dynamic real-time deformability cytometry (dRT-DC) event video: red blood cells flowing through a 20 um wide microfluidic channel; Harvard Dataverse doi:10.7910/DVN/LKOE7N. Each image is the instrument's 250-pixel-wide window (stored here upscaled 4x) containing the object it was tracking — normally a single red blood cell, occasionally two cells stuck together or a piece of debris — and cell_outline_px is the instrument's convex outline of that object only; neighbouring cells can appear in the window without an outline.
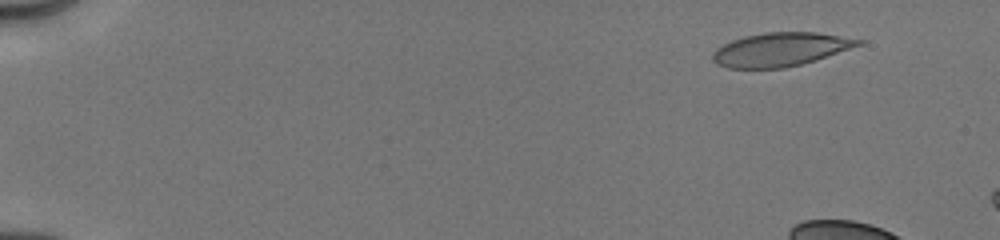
{"species": "human", "species_latin": "Homo sapiens", "temperature_condition": "cold", "stored_images_in_passage": 5, "camera_frame_rate_fps": 3000, "um_per_image_px": 0.085, "donor": {"sex": "male"}, "frame": {"image": 1, "passage_image": 2, "time_ms": 1.0, "image_size_px": [1000, 240], "cell_outline_px": [[864, 44], [800, 64], [784, 68], [728, 68], [716, 64], [712, 60], [712, 52], [716, 48], [732, 40], [744, 36], [764, 32], [816, 32], [864, 40]], "centroid_in_image_um": [66.3, 4.2], "position_along_channel_um": 18.7, "area_um2": 28.38}}